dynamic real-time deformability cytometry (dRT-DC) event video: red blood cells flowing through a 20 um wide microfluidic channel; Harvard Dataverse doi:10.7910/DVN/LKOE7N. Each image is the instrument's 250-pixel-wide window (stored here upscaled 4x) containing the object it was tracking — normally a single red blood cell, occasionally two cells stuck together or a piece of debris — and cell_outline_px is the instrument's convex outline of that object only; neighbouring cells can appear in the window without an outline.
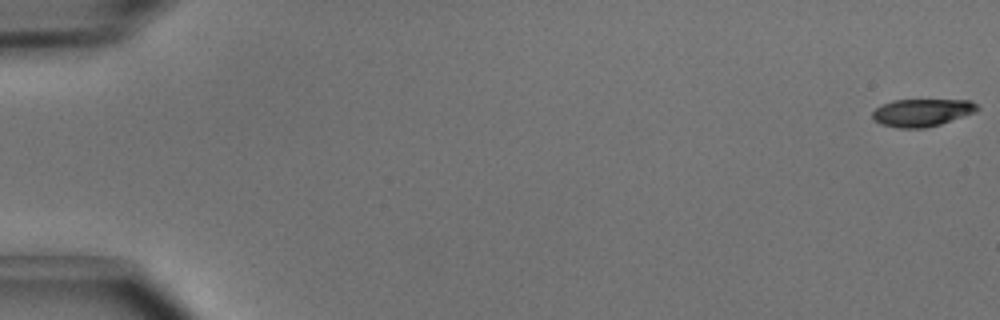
{"species": "common noctule bat (a hibernating species)", "species_latin": "Nyctalus noctula", "temperature_condition": "cold", "stored_images_in_passage": 20, "camera_frame_rate_fps": 3000, "um_per_image_px": 0.085, "animal": {"sex": "male", "body_mass_g": 15.6}, "frame": {"image": 1, "passage_image": 1, "time_ms": 0.0, "image_size_px": [1000, 320], "cell_outline_px": [[980, 108], [976, 112], [940, 124], [924, 128], [900, 128], [880, 124], [872, 120], [872, 112], [876, 108], [892, 100], [972, 100]], "centroid_in_image_um": [78.36, 9.57], "position_along_channel_um": 6.6, "area_um2": 16.88}}
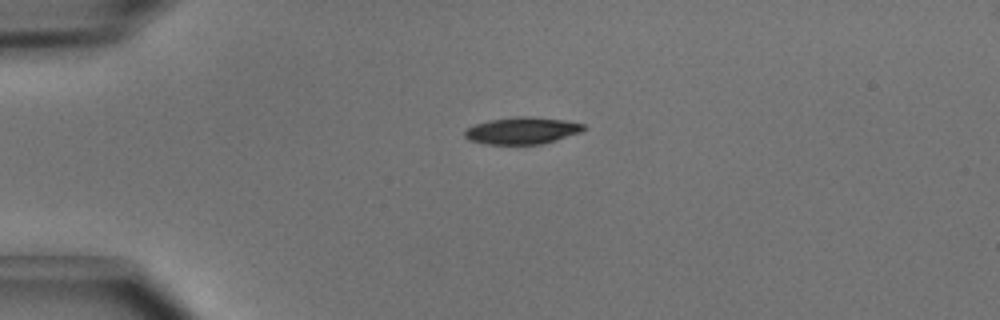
{"frame": {"image": 2, "passage_image": 13, "time_ms": 4.0, "image_size_px": [1000, 320], "cell_outline_px": [[584, 128], [580, 132], [556, 140], [540, 144], [484, 144], [468, 140], [464, 136], [464, 132], [468, 128], [476, 124], [488, 120], [516, 116], [528, 116], [564, 120], [584, 124]], "centroid_in_image_um": [44.34, 11.1], "position_along_channel_um": 40.7, "area_um2": 18.55}}
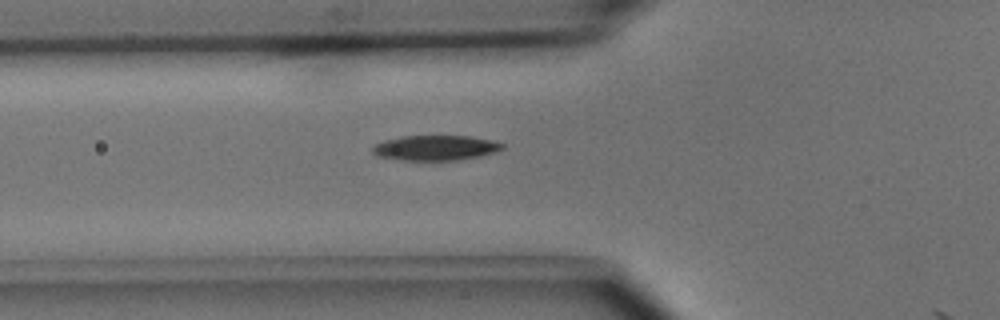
{"frame": {"image": 3, "passage_image": 19, "time_ms": 6.0, "image_size_px": [1000, 320], "cell_outline_px": [[504, 148], [496, 152], [480, 156], [456, 160], [400, 160], [376, 156], [372, 152], [372, 148], [376, 144], [384, 140], [400, 136], [472, 136], [492, 140], [504, 144]], "centroid_in_image_um": [37.01, 12.56], "position_along_channel_um": 88.8, "area_um2": 19.07}}